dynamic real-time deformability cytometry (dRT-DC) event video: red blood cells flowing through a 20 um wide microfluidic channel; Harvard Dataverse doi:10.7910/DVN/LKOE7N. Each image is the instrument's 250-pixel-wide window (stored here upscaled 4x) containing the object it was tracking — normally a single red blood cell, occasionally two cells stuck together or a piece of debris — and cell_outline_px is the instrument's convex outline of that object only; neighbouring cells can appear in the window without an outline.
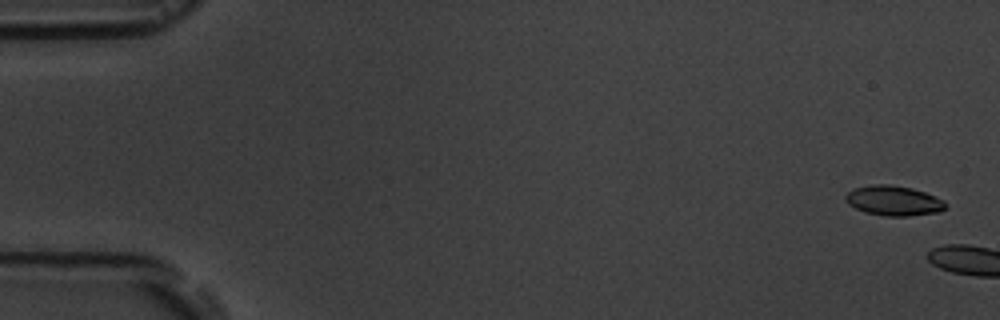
{"species": "common noctule bat (a hibernating species)", "species_latin": "Nyctalus noctula", "temperature_condition": "room temperature", "stored_images_in_passage": 2, "camera_frame_rate_fps": 3000, "um_per_image_px": 0.085, "animal": {"sex": "male", "body_mass_g": 19.5, "forearm_length_mm": 54.6}, "frame": {"image": 1, "passage_image": 1, "time_ms": 0.0, "image_size_px": [1000, 320], "cell_outline_px": [[948, 204], [940, 212], [908, 216], [884, 216], [864, 212], [848, 204], [844, 200], [844, 196], [852, 188], [872, 184], [888, 184], [912, 188], [936, 196], [944, 200]], "centroid_in_image_um": [75.94, 17.05], "position_along_channel_um": 9.1, "area_um2": 17.69}}